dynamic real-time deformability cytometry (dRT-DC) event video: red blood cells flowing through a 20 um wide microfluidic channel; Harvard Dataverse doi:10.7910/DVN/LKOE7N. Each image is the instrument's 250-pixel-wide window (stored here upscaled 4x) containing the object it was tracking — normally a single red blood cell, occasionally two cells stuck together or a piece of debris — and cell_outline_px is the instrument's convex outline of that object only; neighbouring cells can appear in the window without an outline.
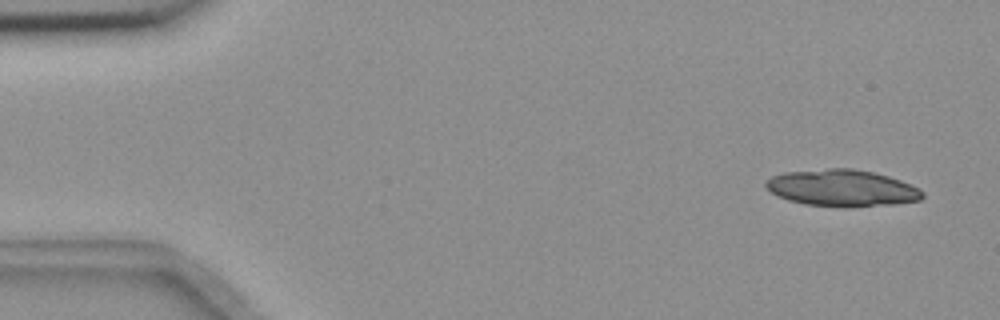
{"species": "common noctule bat (a hibernating species)", "species_latin": "Nyctalus noctula", "temperature_condition": "room temperature", "stored_images_in_passage": 23, "camera_frame_rate_fps": 3000, "um_per_image_px": 0.085, "animal": {"sex": "female", "body_mass_g": 18.4}, "frame": {"image": 1, "passage_image": 3, "time_ms": 0.667, "image_size_px": [1000, 320], "cell_outline_px": [[924, 196], [920, 200], [892, 204], [848, 208], [844, 208], [804, 204], [788, 200], [776, 196], [764, 184], [772, 176], [784, 172], [828, 168], [852, 168], [872, 172], [888, 176], [900, 180], [920, 188], [924, 192]], "centroid_in_image_um": [71.58, 15.99], "position_along_channel_um": 13.4, "area_um2": 33.76}}